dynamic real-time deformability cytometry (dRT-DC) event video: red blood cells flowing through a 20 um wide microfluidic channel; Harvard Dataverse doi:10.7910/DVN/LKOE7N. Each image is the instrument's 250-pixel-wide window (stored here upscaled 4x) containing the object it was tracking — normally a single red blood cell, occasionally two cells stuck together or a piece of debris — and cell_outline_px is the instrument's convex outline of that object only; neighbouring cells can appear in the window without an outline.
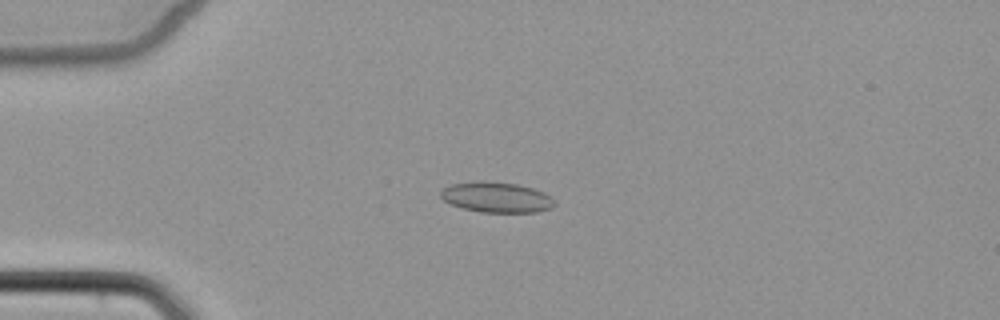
{"species": "common noctule bat (a hibernating species)", "species_latin": "Nyctalus noctula", "temperature_condition": "cold", "stored_images_in_passage": 5, "camera_frame_rate_fps": 3000, "um_per_image_px": 0.085, "animal": {"sex": "female", "body_mass_g": 22.7, "forearm_length_mm": 54.2}, "frame": {"image": 1, "passage_image": 4, "time_ms": 3.667, "image_size_px": [1000, 320], "cell_outline_px": [[556, 204], [552, 208], [536, 212], [480, 212], [464, 208], [452, 204], [444, 200], [440, 196], [440, 192], [444, 188], [452, 184], [516, 184], [532, 188], [544, 192], [556, 200]], "centroid_in_image_um": [42.29, 16.82], "position_along_channel_um": 42.7, "area_um2": 19.25}}